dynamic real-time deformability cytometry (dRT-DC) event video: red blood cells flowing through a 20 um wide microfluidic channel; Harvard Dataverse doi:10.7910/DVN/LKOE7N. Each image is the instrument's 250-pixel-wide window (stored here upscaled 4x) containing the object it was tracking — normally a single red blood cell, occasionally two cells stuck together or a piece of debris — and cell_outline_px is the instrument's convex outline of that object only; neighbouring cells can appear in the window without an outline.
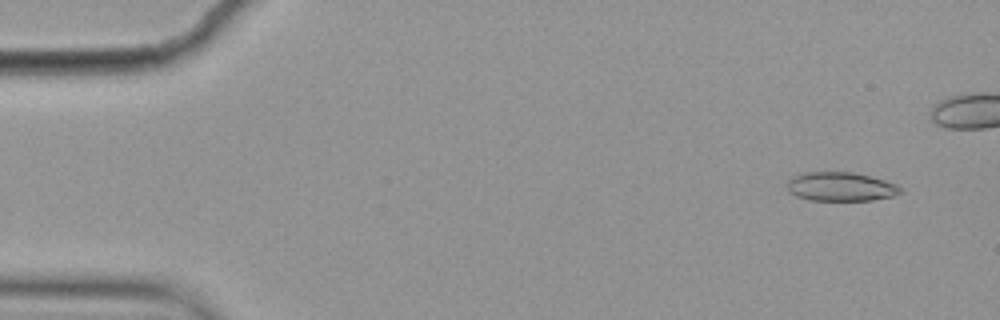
{"species": "common noctule bat (a hibernating species)", "species_latin": "Nyctalus noctula", "temperature_condition": "cold", "stored_images_in_passage": 9, "camera_frame_rate_fps": 3000, "um_per_image_px": 0.085, "animal": {"sex": "female", "body_mass_g": 19.9}, "frame": {"image": 1, "passage_image": 1, "time_ms": 0.0, "image_size_px": [1000, 320], "cell_outline_px": [[904, 188], [900, 192], [892, 196], [872, 200], [808, 200], [796, 196], [788, 192], [788, 180], [800, 172], [852, 172], [884, 180], [896, 184]], "centroid_in_image_um": [71.43, 15.86], "position_along_channel_um": 13.6, "area_um2": 19.07}}
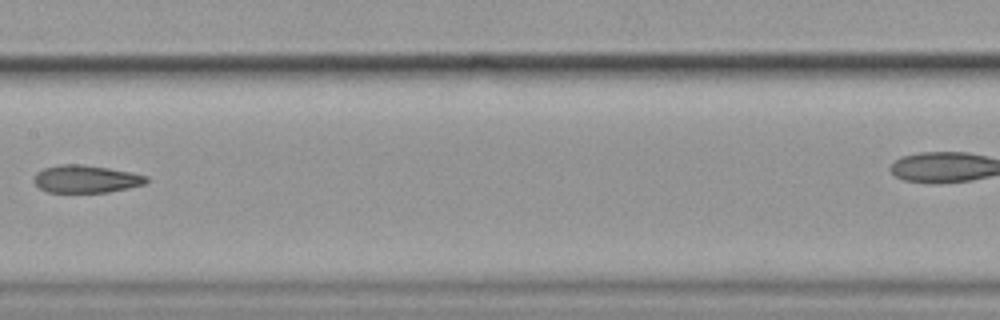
{"frame": {"image": 2, "passage_image": 8, "time_ms": 2.333, "image_size_px": [1000, 320], "cell_outline_px": [[148, 180], [144, 184], [128, 188], [108, 192], [48, 192], [40, 188], [32, 180], [36, 172], [44, 168], [60, 164], [80, 164], [108, 168], [132, 172], [148, 176]], "centroid_in_image_um": [7.3, 15.21], "position_along_channel_um": 200.1, "area_um2": 18.09}}
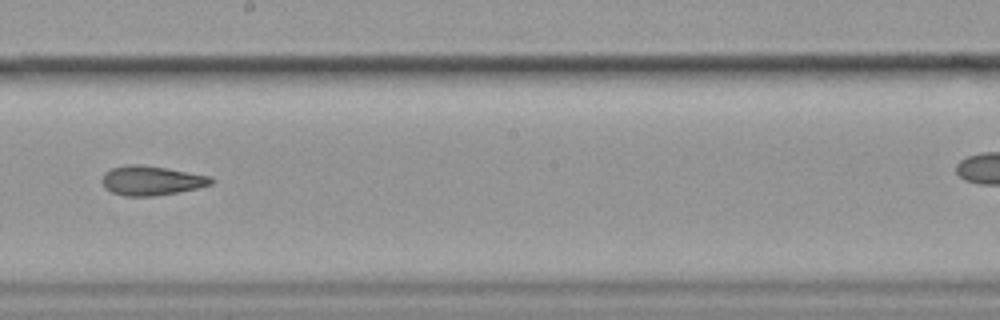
{"frame": {"image": 3, "passage_image": 9, "time_ms": 2.667, "image_size_px": [1000, 320], "cell_outline_px": [[216, 180], [212, 184], [196, 188], [156, 196], [124, 196], [112, 192], [104, 188], [100, 180], [104, 172], [112, 168], [128, 164], [140, 164], [168, 168], [212, 176]], "centroid_in_image_um": [12.86, 15.34], "position_along_channel_um": 235.3, "area_um2": 18.96}}